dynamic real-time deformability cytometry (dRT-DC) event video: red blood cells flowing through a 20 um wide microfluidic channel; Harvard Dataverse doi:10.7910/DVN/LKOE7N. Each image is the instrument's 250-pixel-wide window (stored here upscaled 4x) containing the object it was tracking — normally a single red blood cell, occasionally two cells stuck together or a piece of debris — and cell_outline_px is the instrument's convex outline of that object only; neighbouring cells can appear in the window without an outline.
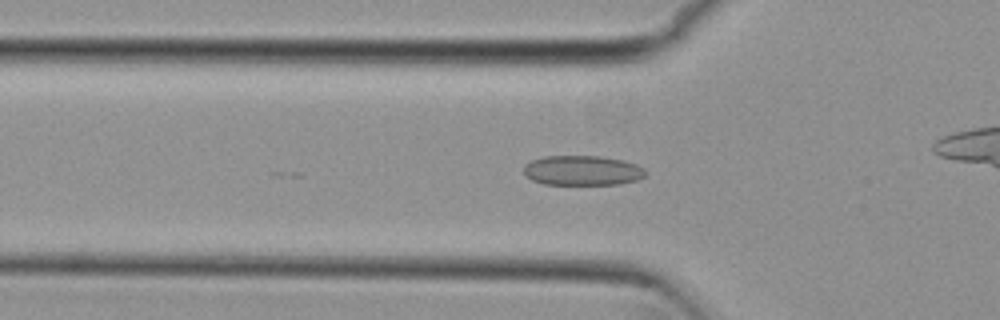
{"species": "common noctule bat (a hibernating species)", "species_latin": "Nyctalus noctula", "temperature_condition": "cold", "stored_images_in_passage": 43, "camera_frame_rate_fps": 3000, "um_per_image_px": 0.085, "animal": {"sex": "female", "body_mass_g": 29.2, "forearm_length_mm": 56.3}, "frame": {"image": 1, "passage_image": 17, "time_ms": 5.333, "image_size_px": [1000, 320], "cell_outline_px": [[648, 172], [644, 176], [636, 180], [620, 184], [544, 184], [532, 180], [524, 176], [524, 164], [532, 160], [544, 156], [600, 156], [624, 160], [636, 164], [644, 168]], "centroid_in_image_um": [49.5, 14.48], "position_along_channel_um": 76.3, "area_um2": 21.33}}
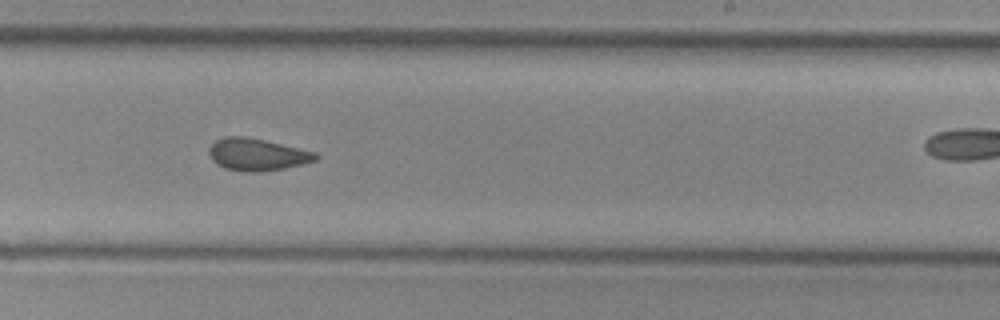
{"frame": {"image": 2, "passage_image": 32, "time_ms": 10.333, "image_size_px": [1000, 320], "cell_outline_px": [[320, 156], [316, 160], [284, 168], [260, 172], [244, 172], [224, 168], [216, 164], [212, 160], [208, 152], [208, 148], [216, 140], [224, 136], [248, 136], [316, 152]], "centroid_in_image_um": [21.82, 13.13], "position_along_channel_um": 267.2, "area_um2": 20.11}}
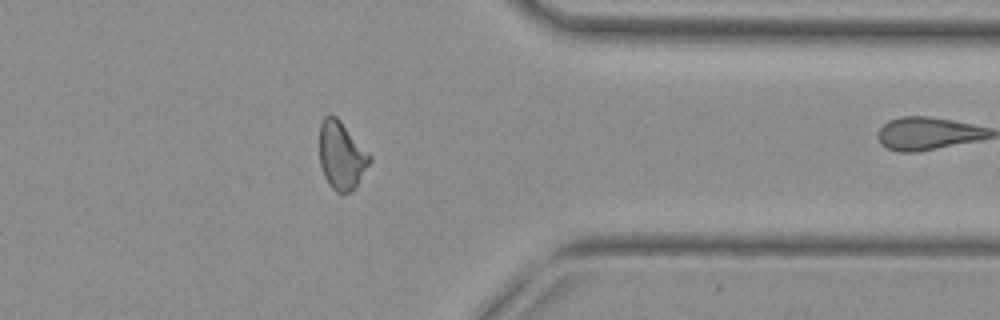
{"frame": {"image": 3, "passage_image": 42, "time_ms": 13.667, "image_size_px": [1000, 320], "cell_outline_px": [[372, 160], [356, 188], [352, 192], [336, 192], [328, 184], [324, 176], [320, 164], [320, 124], [324, 116], [336, 116], [340, 120], [372, 156]], "centroid_in_image_um": [29.04, 13.24], "position_along_channel_um": 382.4, "area_um2": 19.94}}